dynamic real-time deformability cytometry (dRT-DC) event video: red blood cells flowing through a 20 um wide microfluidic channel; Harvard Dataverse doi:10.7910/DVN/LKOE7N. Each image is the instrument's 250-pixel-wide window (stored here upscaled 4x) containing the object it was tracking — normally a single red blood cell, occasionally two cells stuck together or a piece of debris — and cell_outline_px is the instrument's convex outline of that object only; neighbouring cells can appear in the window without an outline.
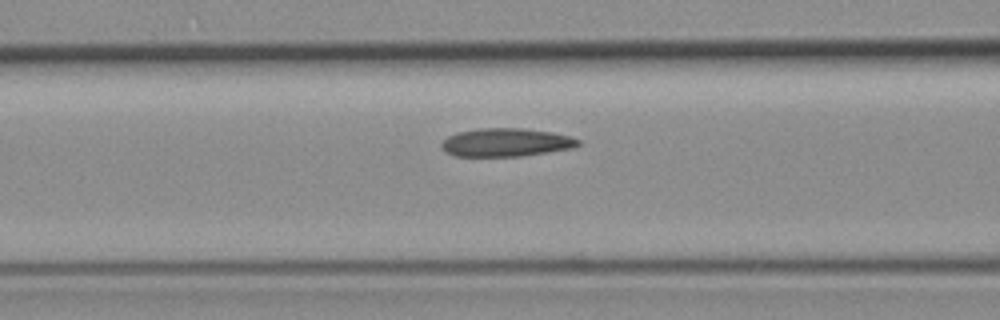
{"species": "common noctule bat (a hibernating species)", "species_latin": "Nyctalus noctula", "temperature_condition": "room temperature", "stored_images_in_passage": 8, "camera_frame_rate_fps": 3000, "um_per_image_px": 0.085, "animal": {"sex": "female", "body_mass_g": 19.3, "forearm_length_mm": 54.1}, "frame": {"image": 1, "passage_image": 8, "time_ms": 9.333, "image_size_px": [1000, 320], "cell_outline_px": [[580, 144], [572, 148], [520, 156], [452, 156], [444, 152], [440, 144], [448, 136], [456, 132], [480, 128], [524, 128], [552, 132], [568, 136], [580, 140]], "centroid_in_image_um": [42.96, 12.1], "position_along_channel_um": 123.6, "area_um2": 22.54}}